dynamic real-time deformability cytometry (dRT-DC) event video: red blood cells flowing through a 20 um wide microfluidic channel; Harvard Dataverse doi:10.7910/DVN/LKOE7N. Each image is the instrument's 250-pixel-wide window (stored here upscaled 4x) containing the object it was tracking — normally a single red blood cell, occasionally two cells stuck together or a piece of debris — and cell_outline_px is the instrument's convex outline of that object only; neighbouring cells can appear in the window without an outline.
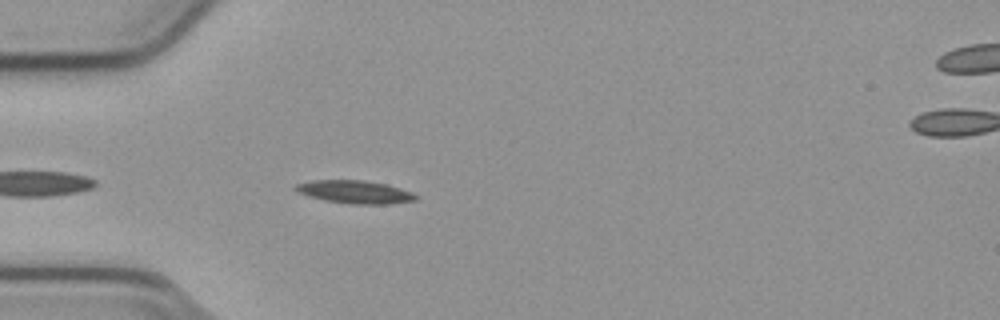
{"species": "common noctule bat (a hibernating species)", "species_latin": "Nyctalus noctula", "temperature_condition": "cold", "stored_images_in_passage": 42, "camera_frame_rate_fps": 3000, "um_per_image_px": 0.085, "animal": {"sex": "male", "body_mass_g": 23.1, "forearm_length_mm": 52.7}, "frame": {"image": 1, "passage_image": 4, "time_ms": 1.0, "image_size_px": [1000, 320], "cell_outline_px": [[420, 196], [416, 200], [392, 204], [352, 204], [324, 200], [308, 196], [296, 192], [292, 188], [296, 184], [312, 180], [364, 180], [388, 184], [412, 192]], "centroid_in_image_um": [30.17, 16.31], "position_along_channel_um": 54.8, "area_um2": 16.36}}
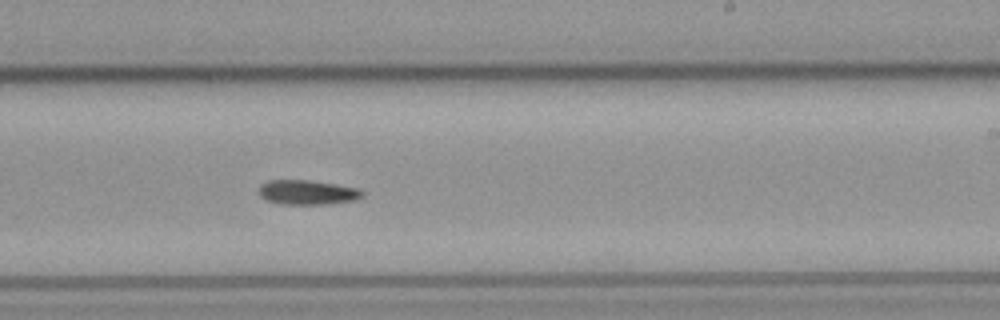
{"frame": {"image": 2, "passage_image": 21, "time_ms": 6.667, "image_size_px": [1000, 320], "cell_outline_px": [[364, 196], [356, 200], [324, 204], [280, 204], [264, 200], [260, 196], [260, 184], [268, 180], [308, 180], [336, 184], [360, 188], [364, 192]], "centroid_in_image_um": [26.14, 16.35], "position_along_channel_um": 262.9, "area_um2": 14.97}}
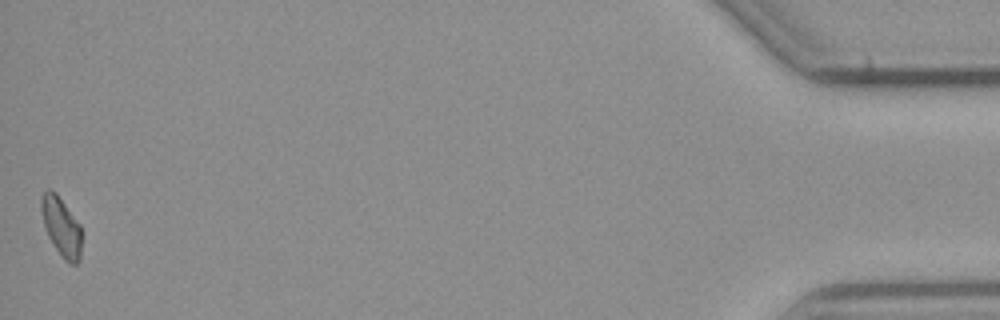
{"frame": {"image": 3, "passage_image": 42, "time_ms": 13.667, "image_size_px": [1000, 320], "cell_outline_px": [[80, 260], [76, 264], [72, 264], [64, 260], [48, 236], [44, 224], [40, 208], [40, 200], [44, 192], [48, 188], [52, 188], [56, 192], [80, 224]], "centroid_in_image_um": [5.19, 19.23], "position_along_channel_um": 430.0, "area_um2": 13.76}, "authors_computed_cell_mechanics": {"area_um2": 14.739, "velocity_mm_per_s": 3.8054, "shape_relaxation_time_tau1_ms": 5.1028, "shape_relaxation_time_tau2_ms": null, "deformation_change_tau1": 0.1205, "deformation_change_tau2": null}}